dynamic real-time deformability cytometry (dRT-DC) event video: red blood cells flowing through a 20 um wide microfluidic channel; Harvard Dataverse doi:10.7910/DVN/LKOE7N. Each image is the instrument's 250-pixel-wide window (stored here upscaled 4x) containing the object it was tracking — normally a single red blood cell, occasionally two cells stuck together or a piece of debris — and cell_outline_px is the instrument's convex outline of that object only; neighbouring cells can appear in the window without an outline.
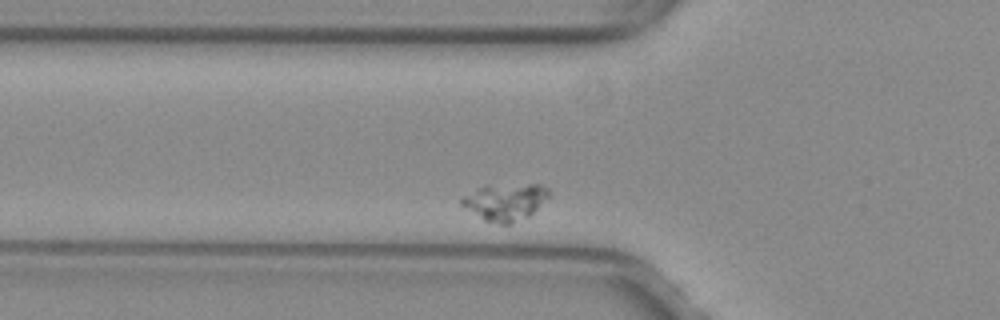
{"species": "common noctule bat (a hibernating species)", "species_latin": "Nyctalus noctula", "temperature_condition": "warm", "stored_images_in_passage": 41, "camera_frame_rate_fps": 3000, "um_per_image_px": 0.085, "animal": {"sex": "female", "body_mass_g": 29.2, "forearm_length_mm": 56.3}, "frame": {"image": 1, "passage_image": 2, "time_ms": 0.333, "image_size_px": [1000, 320], "cell_outline_px": [[552, 196], [548, 200], [528, 216], [512, 224], [500, 224], [484, 220], [460, 204], [460, 200], [464, 196], [484, 184], [540, 184], [548, 188], [552, 192]], "centroid_in_image_um": [43.0, 17.13], "position_along_channel_um": 82.8, "area_um2": 19.19}}
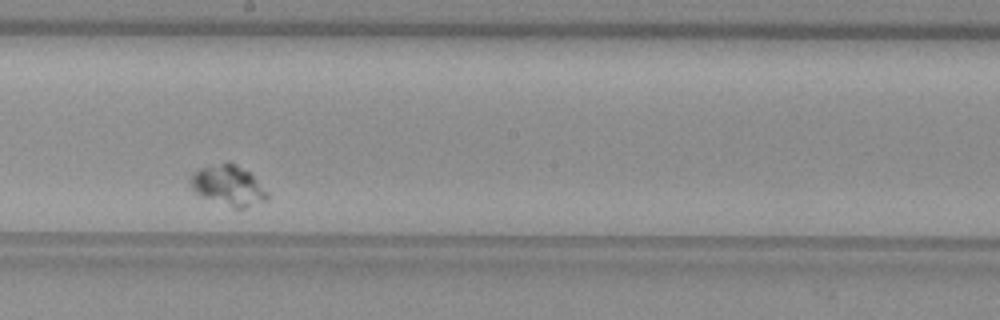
{"frame": {"image": 2, "passage_image": 15, "time_ms": 4.667, "image_size_px": [1000, 320], "cell_outline_px": [[268, 200], [244, 208], [236, 208], [200, 196], [192, 188], [188, 180], [192, 172], [200, 168], [224, 160], [228, 160], [236, 164], [248, 172], [268, 192]], "centroid_in_image_um": [19.37, 15.73], "position_along_channel_um": 228.8, "area_um2": 18.15}}
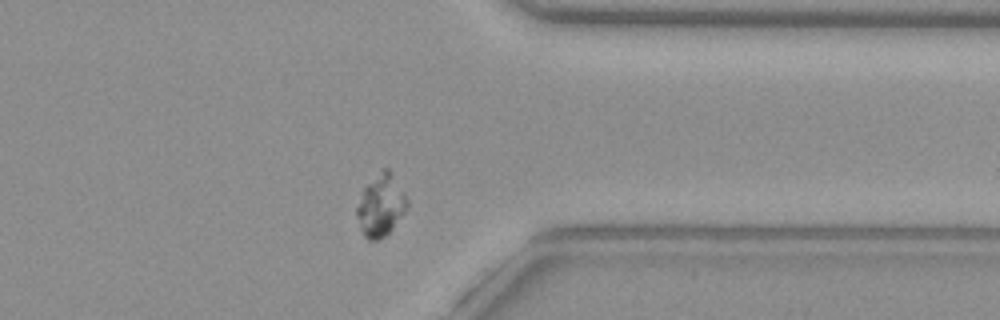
{"frame": {"image": 3, "passage_image": 28, "time_ms": 9.0, "image_size_px": [1000, 320], "cell_outline_px": [[408, 204], [404, 212], [392, 228], [384, 236], [376, 240], [368, 240], [364, 236], [360, 228], [356, 216], [356, 208], [364, 188], [384, 168], [388, 168], [404, 192], [408, 200]], "centroid_in_image_um": [32.36, 17.48], "position_along_channel_um": 379.0, "area_um2": 17.63}}